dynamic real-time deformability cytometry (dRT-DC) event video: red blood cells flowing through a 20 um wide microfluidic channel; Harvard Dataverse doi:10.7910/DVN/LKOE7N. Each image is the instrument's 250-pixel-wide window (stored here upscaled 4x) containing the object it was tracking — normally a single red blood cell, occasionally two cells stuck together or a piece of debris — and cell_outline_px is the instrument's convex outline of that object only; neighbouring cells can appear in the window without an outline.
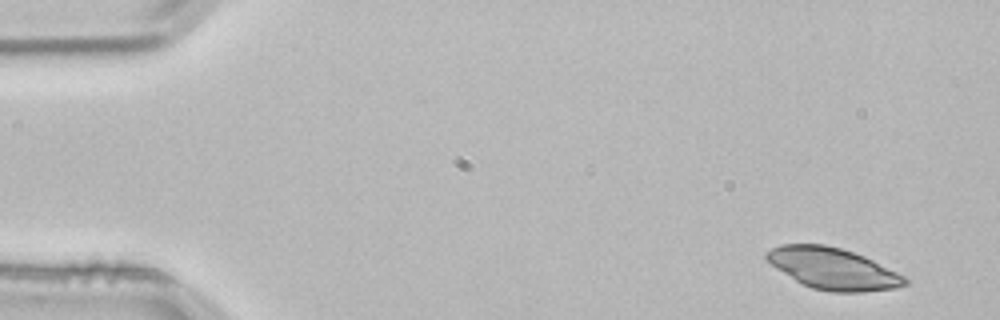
{"species": "common noctule bat (a hibernating species)", "species_latin": "Nyctalus noctula", "temperature_condition": "room temperature", "stored_images_in_passage": 3, "camera_frame_rate_fps": 3000, "um_per_image_px": 0.085, "animal": {"sex": "male", "body_mass_g": 21.5, "forearm_length_mm": 52.0}, "frame": {"image": 1, "passage_image": 1, "time_ms": 0.0, "image_size_px": [1000, 320], "cell_outline_px": [[908, 284], [896, 288], [864, 292], [832, 292], [812, 288], [796, 280], [776, 268], [764, 256], [764, 252], [780, 244], [824, 244], [840, 248], [864, 256], [904, 276], [908, 280]], "centroid_in_image_um": [70.8, 22.83], "position_along_channel_um": 14.2, "area_um2": 33.12}}